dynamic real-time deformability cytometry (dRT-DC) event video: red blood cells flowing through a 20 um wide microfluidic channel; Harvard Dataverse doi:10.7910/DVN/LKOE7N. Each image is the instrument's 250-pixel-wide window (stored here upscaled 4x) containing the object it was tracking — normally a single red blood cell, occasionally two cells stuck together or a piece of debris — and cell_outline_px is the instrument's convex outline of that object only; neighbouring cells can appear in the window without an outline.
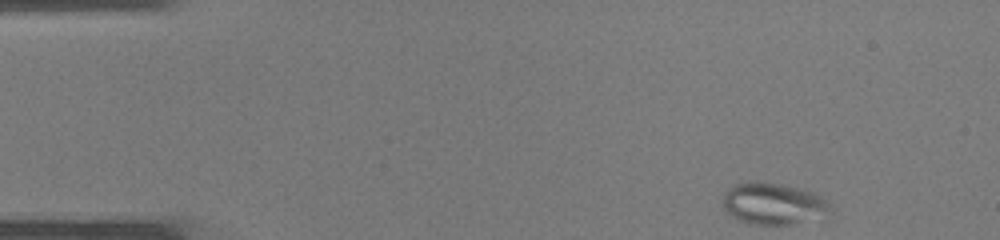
{"species": "common noctule bat (a hibernating species)", "species_latin": "Nyctalus noctula", "temperature_condition": "warm", "stored_images_in_passage": 34, "camera_frame_rate_fps": 3000, "um_per_image_px": 0.085, "animal": {"sex": "male", "body_mass_g": 19.0, "forearm_length_mm": 50.8}, "frame": {"image": 1, "passage_image": 1, "time_ms": 0.0, "image_size_px": [1000, 240], "cell_outline_px": [[832, 212], [788, 224], [748, 224], [732, 216], [724, 208], [724, 192], [732, 184], [756, 180], [780, 184], [800, 188], [812, 192], [820, 196], [832, 204]], "centroid_in_image_um": [65.69, 17.28], "position_along_channel_um": 19.3, "area_um2": 25.84}}
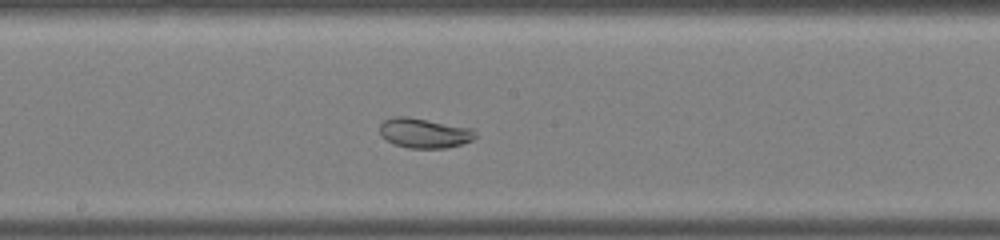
{"frame": {"image": 2, "passage_image": 17, "time_ms": 5.333, "image_size_px": [1000, 240], "cell_outline_px": [[476, 136], [472, 140], [448, 148], [408, 148], [392, 144], [380, 136], [380, 124], [384, 120], [396, 116], [408, 116], [472, 128], [476, 132]], "centroid_in_image_um": [36.04, 11.31], "position_along_channel_um": 212.2, "area_um2": 16.76}}
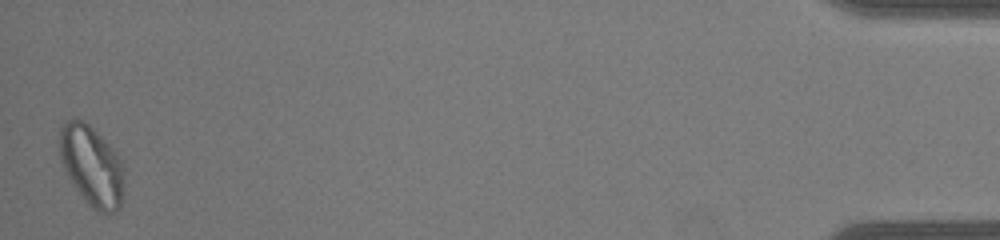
{"frame": {"image": 3, "passage_image": 34, "time_ms": 11.0, "image_size_px": [1000, 240], "cell_outline_px": [[124, 184], [120, 208], [116, 212], [100, 212], [92, 208], [84, 200], [72, 184], [60, 160], [60, 128], [64, 120], [84, 120], [116, 152], [124, 164]], "centroid_in_image_um": [7.81, 14.11], "position_along_channel_um": 427.4, "area_um2": 30.23}}